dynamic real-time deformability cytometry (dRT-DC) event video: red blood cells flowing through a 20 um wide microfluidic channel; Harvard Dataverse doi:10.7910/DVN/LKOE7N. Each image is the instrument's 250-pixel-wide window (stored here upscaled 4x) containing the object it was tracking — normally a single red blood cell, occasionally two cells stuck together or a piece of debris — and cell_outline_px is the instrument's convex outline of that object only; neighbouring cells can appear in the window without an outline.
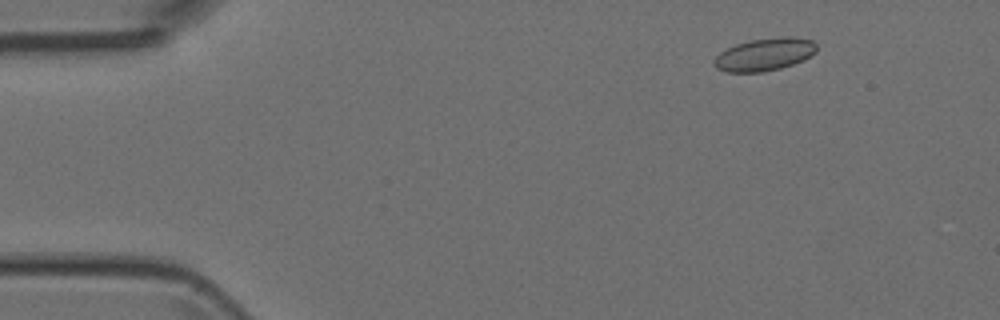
{"species": "Egyptian fruit bat (a non-hibernating species)", "species_latin": "Rousettus aegyptiacus", "temperature_condition": "room temperature", "stored_images_in_passage": 7, "camera_frame_rate_fps": 3000, "um_per_image_px": 0.085, "animal": {"sex": "female"}, "frame": {"image": 1, "passage_image": 2, "time_ms": 1.0, "image_size_px": [1000, 320], "cell_outline_px": [[816, 52], [804, 60], [780, 68], [764, 72], [728, 72], [716, 68], [712, 64], [712, 60], [720, 52], [736, 44], [752, 40], [780, 36], [796, 36], [812, 40], [816, 44]], "centroid_in_image_um": [64.99, 4.62], "position_along_channel_um": 20.0, "area_um2": 19.65}}
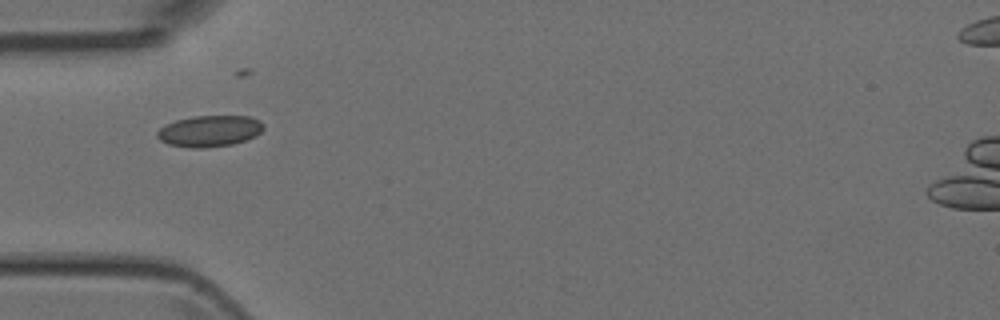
{"frame": {"image": 2, "passage_image": 5, "time_ms": 4.333, "image_size_px": [1000, 320], "cell_outline_px": [[264, 128], [256, 136], [232, 144], [204, 148], [188, 148], [168, 144], [160, 140], [156, 136], [156, 132], [164, 124], [176, 120], [192, 116], [248, 116], [260, 120], [264, 124]], "centroid_in_image_um": [17.79, 11.13], "position_along_channel_um": 67.2, "area_um2": 19.54}}
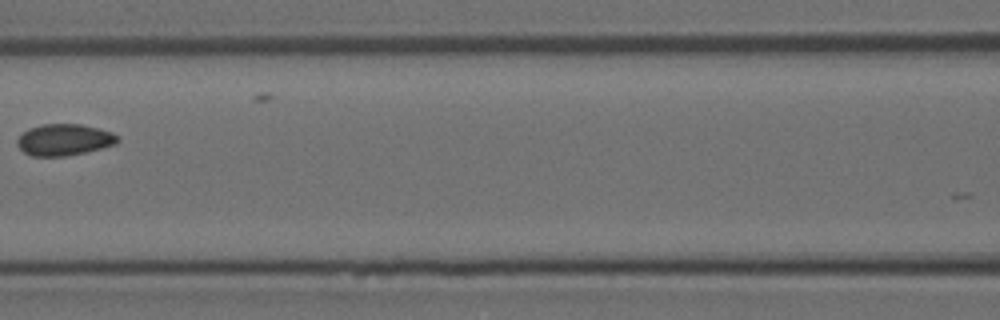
{"frame": {"image": 3, "passage_image": 7, "time_ms": 6.667, "image_size_px": [1000, 320], "cell_outline_px": [[120, 140], [116, 144], [84, 152], [64, 156], [32, 156], [24, 152], [16, 144], [16, 140], [28, 128], [44, 124], [80, 124], [100, 128], [112, 132], [120, 136]], "centroid_in_image_um": [5.47, 11.87], "position_along_channel_um": 161.1, "area_um2": 18.44}}